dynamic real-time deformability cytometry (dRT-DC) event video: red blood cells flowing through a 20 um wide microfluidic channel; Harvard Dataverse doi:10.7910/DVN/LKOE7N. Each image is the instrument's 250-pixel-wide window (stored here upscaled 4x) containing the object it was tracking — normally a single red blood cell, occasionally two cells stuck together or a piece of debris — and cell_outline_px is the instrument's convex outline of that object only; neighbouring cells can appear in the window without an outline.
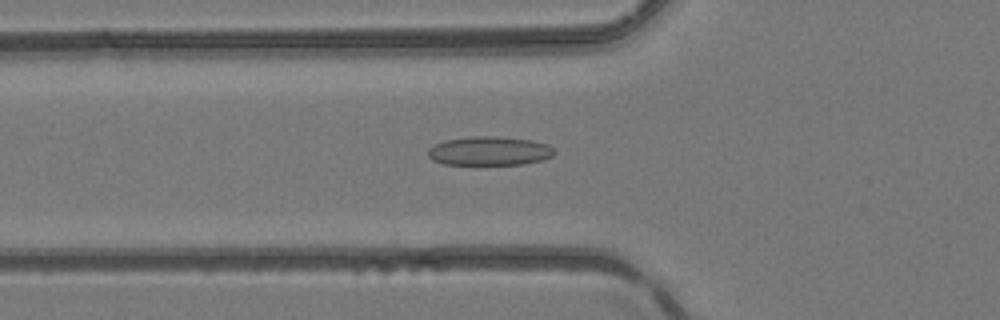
{"species": "common noctule bat (a hibernating species)", "species_latin": "Nyctalus noctula", "temperature_condition": "room temperature", "stored_images_in_passage": 49, "camera_frame_rate_fps": 3000, "um_per_image_px": 0.085, "animal": {"sex": "female", "body_mass_g": 24.6, "forearm_length_mm": 56.2}, "frame": {"image": 1, "passage_image": 18, "time_ms": 5.667, "image_size_px": [1000, 320], "cell_outline_px": [[556, 152], [552, 156], [540, 160], [524, 164], [444, 164], [432, 160], [428, 156], [428, 148], [444, 140], [472, 136], [496, 136], [532, 140], [548, 144]], "centroid_in_image_um": [41.59, 12.82], "position_along_channel_um": 84.2, "area_um2": 21.27}}
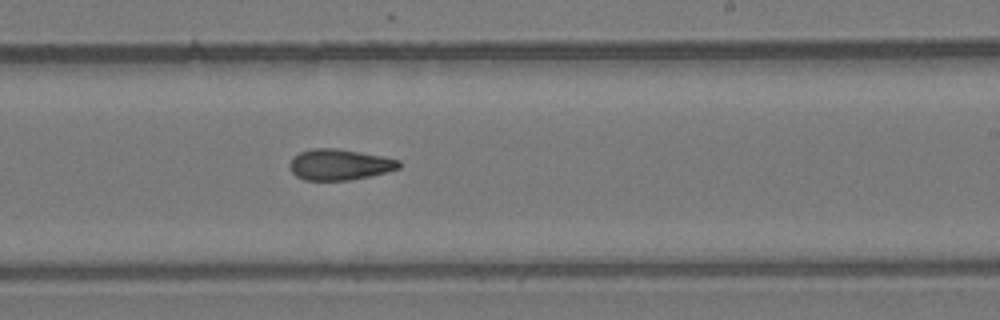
{"frame": {"image": 2, "passage_image": 30, "time_ms": 9.667, "image_size_px": [1000, 320], "cell_outline_px": [[400, 168], [388, 172], [348, 180], [304, 180], [296, 176], [292, 172], [288, 164], [292, 156], [300, 152], [312, 148], [340, 148], [400, 160]], "centroid_in_image_um": [28.82, 13.98], "position_along_channel_um": 260.2, "area_um2": 19.77}}
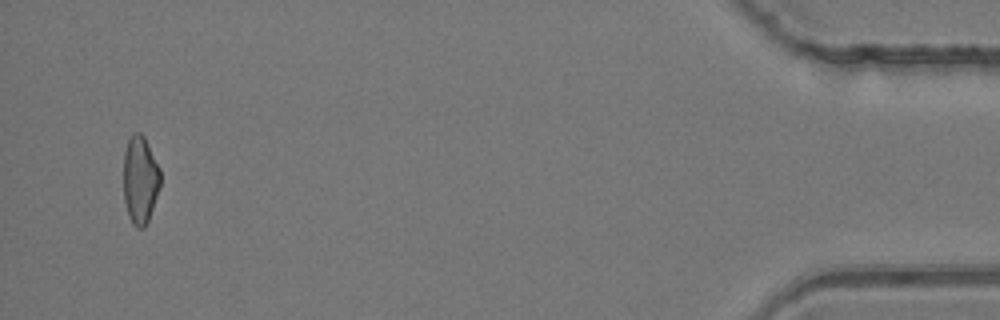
{"frame": {"image": 3, "passage_image": 47, "time_ms": 15.333, "image_size_px": [1000, 320], "cell_outline_px": [[160, 188], [148, 220], [144, 228], [136, 228], [132, 224], [128, 216], [124, 200], [124, 152], [128, 140], [132, 132], [140, 132], [144, 136], [160, 168]], "centroid_in_image_um": [11.91, 15.28], "position_along_channel_um": 423.3, "area_um2": 19.02}}